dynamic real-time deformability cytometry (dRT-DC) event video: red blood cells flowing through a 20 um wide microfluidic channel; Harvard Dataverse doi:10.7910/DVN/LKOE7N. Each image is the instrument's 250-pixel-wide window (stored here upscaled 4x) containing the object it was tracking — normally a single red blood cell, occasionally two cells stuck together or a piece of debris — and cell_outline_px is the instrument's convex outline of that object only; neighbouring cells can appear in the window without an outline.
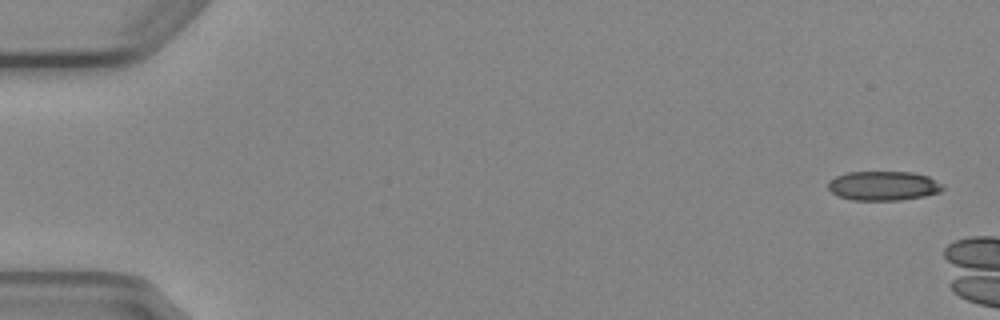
{"species": "Egyptian fruit bat (a non-hibernating species)", "species_latin": "Rousettus aegyptiacus", "temperature_condition": "cold", "stored_images_in_passage": 4, "camera_frame_rate_fps": 3000, "um_per_image_px": 0.085, "animal": {"sex": "female"}, "frame": {"image": 1, "passage_image": 1, "time_ms": 0.0, "image_size_px": [1000, 320], "cell_outline_px": [[944, 188], [940, 192], [924, 196], [900, 200], [852, 200], [840, 196], [832, 192], [828, 188], [828, 180], [836, 176], [848, 172], [912, 172], [928, 176], [944, 184]], "centroid_in_image_um": [75.11, 15.79], "position_along_channel_um": 9.9, "area_um2": 19.65}}